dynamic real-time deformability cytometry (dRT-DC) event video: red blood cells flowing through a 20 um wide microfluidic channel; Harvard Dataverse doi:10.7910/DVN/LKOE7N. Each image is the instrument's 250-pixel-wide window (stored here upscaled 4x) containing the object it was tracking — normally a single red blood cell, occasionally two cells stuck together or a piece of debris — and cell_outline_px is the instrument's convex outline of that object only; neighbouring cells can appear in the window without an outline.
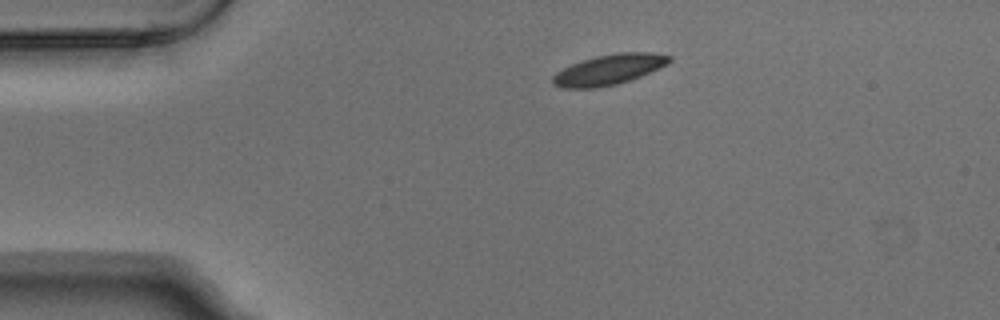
{"species": "Egyptian fruit bat (a non-hibernating species)", "species_latin": "Rousettus aegyptiacus", "temperature_condition": "warm", "stored_images_in_passage": 2, "camera_frame_rate_fps": 3000, "um_per_image_px": 0.085, "animal": {"sex": "male"}, "frame": {"image": 1, "passage_image": 1, "time_ms": 0.0, "image_size_px": [1000, 320], "cell_outline_px": [[672, 60], [668, 64], [660, 68], [640, 76], [616, 84], [600, 88], [564, 88], [552, 84], [552, 76], [556, 72], [572, 64], [596, 56], [616, 52], [652, 52], [672, 56]], "centroid_in_image_um": [51.78, 5.91], "position_along_channel_um": 33.2, "area_um2": 20.63}}